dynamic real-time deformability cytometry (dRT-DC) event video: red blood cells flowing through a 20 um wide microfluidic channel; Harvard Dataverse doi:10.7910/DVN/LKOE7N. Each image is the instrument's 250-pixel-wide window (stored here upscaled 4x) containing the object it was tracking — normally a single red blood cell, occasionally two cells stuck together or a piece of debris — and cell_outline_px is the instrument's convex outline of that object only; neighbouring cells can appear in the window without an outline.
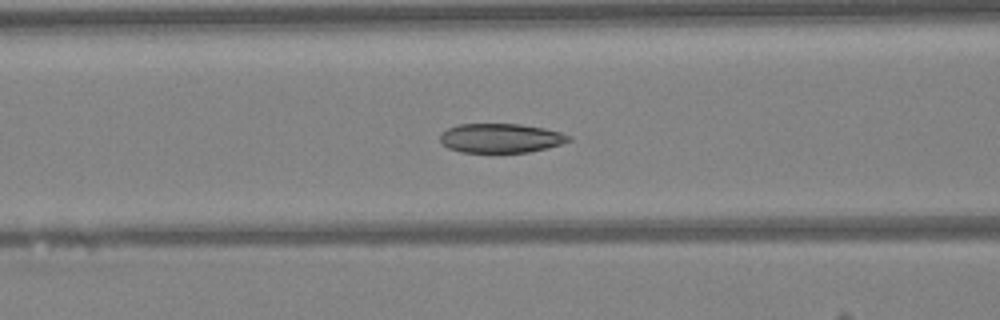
{"species": "Egyptian fruit bat (a non-hibernating species)", "species_latin": "Rousettus aegyptiacus", "temperature_condition": "warm", "stored_images_in_passage": 45, "camera_frame_rate_fps": 3000, "um_per_image_px": 0.085, "animal": {"sex": "female"}, "frame": {"image": 1, "passage_image": 17, "time_ms": 5.333, "image_size_px": [1000, 320], "cell_outline_px": [[572, 140], [548, 148], [528, 152], [460, 152], [448, 148], [440, 140], [440, 132], [448, 128], [460, 124], [520, 124], [544, 128], [560, 132], [572, 136]], "centroid_in_image_um": [42.57, 11.74], "position_along_channel_um": 124.0, "area_um2": 21.96}}
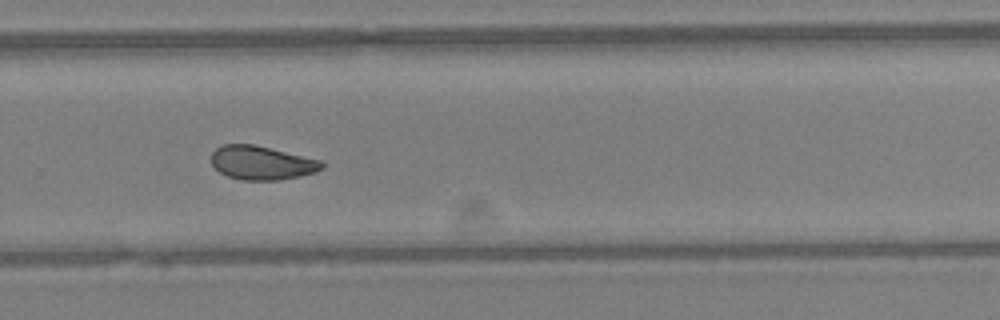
{"frame": {"image": 2, "passage_image": 30, "time_ms": 9.667, "image_size_px": [1000, 320], "cell_outline_px": [[324, 168], [316, 172], [300, 176], [280, 180], [244, 180], [228, 176], [220, 172], [212, 164], [212, 152], [216, 148], [224, 144], [252, 144], [320, 160], [324, 164]], "centroid_in_image_um": [22.25, 13.85], "position_along_channel_um": 307.5, "area_um2": 21.56}}
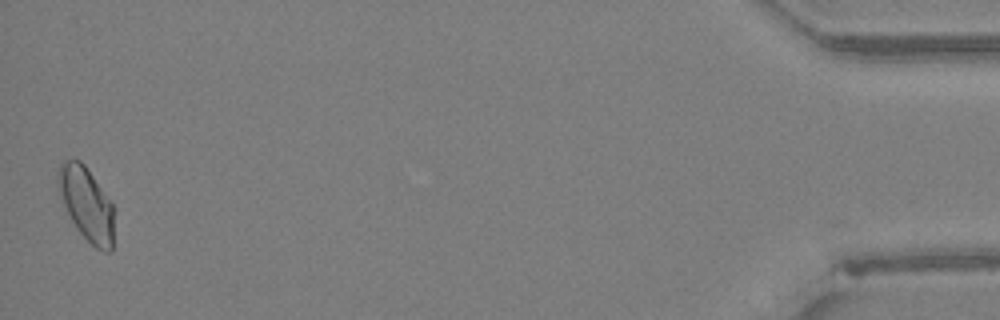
{"frame": {"image": 3, "passage_image": 45, "time_ms": 14.667, "image_size_px": [1000, 320], "cell_outline_px": [[112, 252], [104, 252], [96, 248], [76, 228], [64, 204], [56, 180], [56, 172], [60, 164], [64, 160], [80, 160], [84, 164], [112, 204]], "centroid_in_image_um": [7.32, 17.31], "position_along_channel_um": 427.9, "area_um2": 23.29}, "authors_computed_cell_mechanics": {"area_um2": 22.5998, "velocity_mm_per_s": 4.2592, "shape_relaxation_time_tau1_ms": 9.3667, "shape_relaxation_time_tau2_ms": 2.5077, "deformation_change_tau1": 0.177, "deformation_change_tau2": 0.0602}}